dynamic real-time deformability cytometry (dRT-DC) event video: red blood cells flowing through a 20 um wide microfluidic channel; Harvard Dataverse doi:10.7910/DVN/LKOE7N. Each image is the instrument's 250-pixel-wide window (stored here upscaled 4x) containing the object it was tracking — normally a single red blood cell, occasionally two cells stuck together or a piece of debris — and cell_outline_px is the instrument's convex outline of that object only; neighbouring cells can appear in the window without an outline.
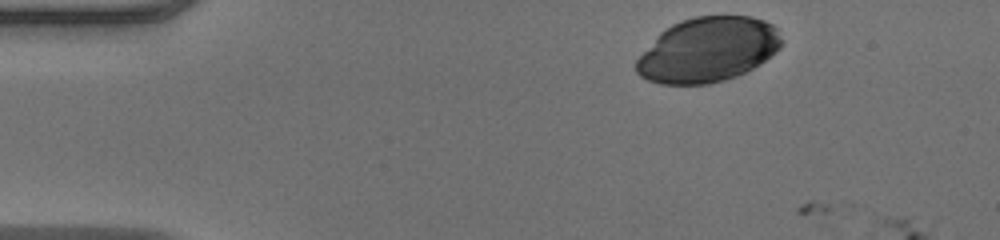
{"species": "human", "species_latin": "Homo sapiens", "temperature_condition": "warm", "stored_images_in_passage": 5, "camera_frame_rate_fps": 3000, "um_per_image_px": 0.085, "donor": {"sex": "male"}, "frame": {"image": 1, "passage_image": 1, "time_ms": 0.0, "image_size_px": [1000, 240], "cell_outline_px": [[780, 48], [776, 52], [760, 64], [736, 76], [724, 80], [708, 84], [660, 84], [648, 80], [640, 76], [636, 72], [636, 60], [660, 32], [672, 24], [680, 20], [696, 16], [752, 16], [764, 20], [772, 24], [776, 28], [780, 40]], "centroid_in_image_um": [60.15, 4.23], "position_along_channel_um": 24.8, "area_um2": 54.62}}